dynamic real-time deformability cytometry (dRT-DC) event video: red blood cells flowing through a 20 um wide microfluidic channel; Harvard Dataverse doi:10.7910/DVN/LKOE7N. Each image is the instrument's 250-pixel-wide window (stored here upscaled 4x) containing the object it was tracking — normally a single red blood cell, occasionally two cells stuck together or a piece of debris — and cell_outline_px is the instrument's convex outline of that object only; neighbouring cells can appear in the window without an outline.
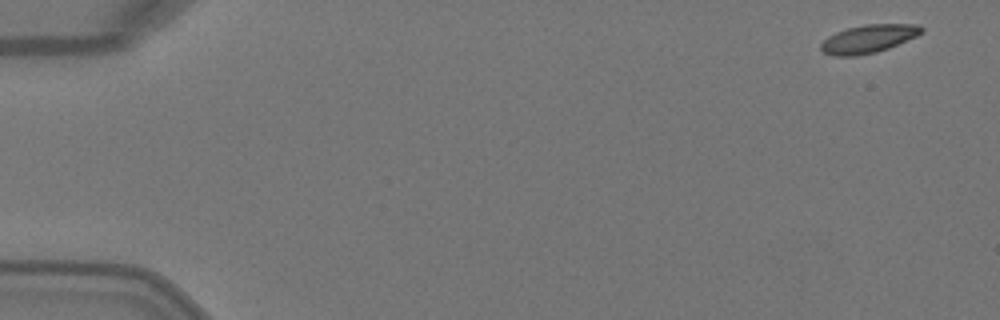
{"species": "Egyptian fruit bat (a non-hibernating species)", "species_latin": "Rousettus aegyptiacus", "temperature_condition": "warm", "stored_images_in_passage": 7, "camera_frame_rate_fps": 3000, "um_per_image_px": 0.085, "animal": {"sex": "female"}, "frame": {"image": 1, "passage_image": 1, "time_ms": 0.0, "image_size_px": [1000, 320], "cell_outline_px": [[924, 32], [916, 36], [888, 48], [876, 52], [856, 56], [832, 56], [824, 52], [820, 48], [820, 44], [828, 36], [836, 32], [848, 28], [864, 24], [920, 24], [924, 28]], "centroid_in_image_um": [73.83, 3.29], "position_along_channel_um": 11.2, "area_um2": 16.53}}
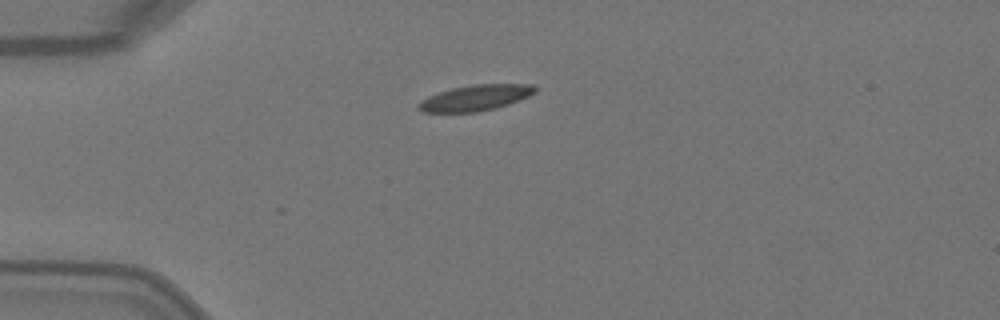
{"frame": {"image": 2, "passage_image": 4, "time_ms": 1.0, "image_size_px": [1000, 320], "cell_outline_px": [[536, 92], [520, 100], [496, 108], [476, 112], [424, 112], [416, 108], [416, 104], [420, 100], [428, 96], [452, 88], [472, 84], [532, 84], [536, 88]], "centroid_in_image_um": [40.39, 8.31], "position_along_channel_um": 44.6, "area_um2": 17.57}}
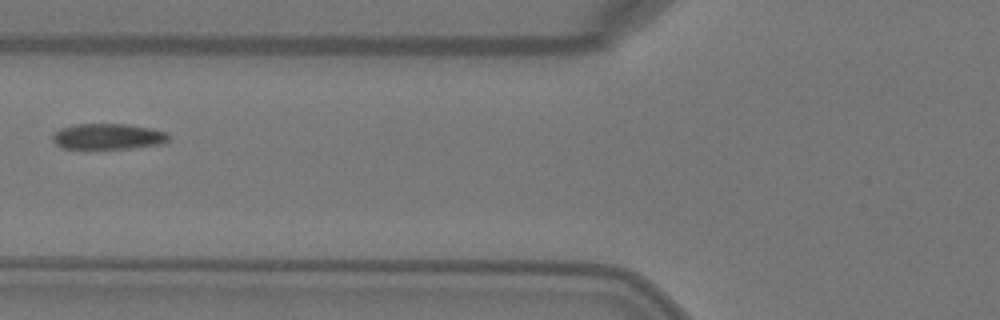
{"frame": {"image": 3, "passage_image": 6, "time_ms": 1.667, "image_size_px": [1000, 320], "cell_outline_px": [[168, 140], [160, 144], [132, 148], [64, 148], [56, 144], [52, 140], [52, 136], [60, 128], [72, 124], [128, 124], [152, 128], [168, 132]], "centroid_in_image_um": [9.19, 11.58], "position_along_channel_um": 116.6, "area_um2": 17.4}}